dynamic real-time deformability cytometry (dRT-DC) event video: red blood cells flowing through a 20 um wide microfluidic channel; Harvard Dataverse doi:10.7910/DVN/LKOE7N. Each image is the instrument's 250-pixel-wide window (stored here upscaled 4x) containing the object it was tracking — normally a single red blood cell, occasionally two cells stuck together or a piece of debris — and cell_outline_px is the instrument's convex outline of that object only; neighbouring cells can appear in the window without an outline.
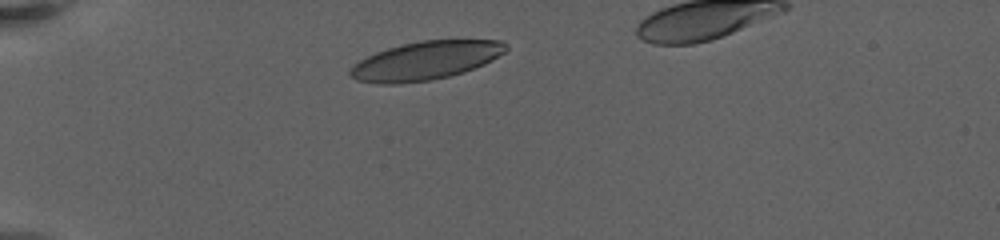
{"species": "human", "species_latin": "Homo sapiens", "temperature_condition": "warm", "stored_images_in_passage": 33, "camera_frame_rate_fps": 3000, "um_per_image_px": 0.085, "donor": {"sex": "female"}, "frame": {"image": 1, "passage_image": 3, "time_ms": 1.333, "image_size_px": [1000, 240], "cell_outline_px": [[508, 48], [504, 52], [492, 60], [484, 64], [464, 72], [432, 80], [400, 84], [380, 84], [356, 80], [348, 72], [360, 60], [376, 52], [388, 48], [420, 40], [500, 40], [508, 44]], "centroid_in_image_um": [36.2, 5.15], "position_along_channel_um": 48.8, "area_um2": 34.74}}
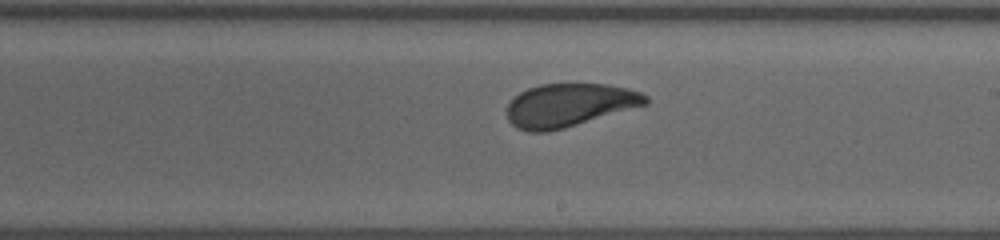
{"frame": {"image": 2, "passage_image": 19, "time_ms": 8.333, "image_size_px": [1000, 240], "cell_outline_px": [[648, 104], [564, 128], [548, 132], [528, 132], [516, 128], [508, 120], [508, 104], [520, 92], [528, 88], [540, 84], [608, 84], [628, 88], [640, 92], [648, 96]], "centroid_in_image_um": [48.39, 8.94], "position_along_channel_um": 240.6, "area_um2": 34.85}}
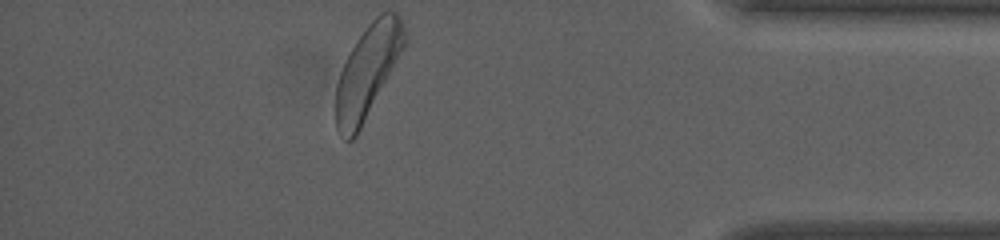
{"frame": {"image": 3, "passage_image": 33, "time_ms": 14.333, "image_size_px": [1000, 240], "cell_outline_px": [[404, 44], [392, 68], [356, 136], [352, 140], [344, 140], [340, 136], [336, 128], [336, 84], [340, 72], [356, 40], [368, 24], [380, 12], [396, 12], [400, 16], [404, 24]], "centroid_in_image_um": [31.2, 6.07], "position_along_channel_um": 404.0, "area_um2": 35.84}, "authors_computed_cell_mechanics": {"area_um2": 35.8938, "velocity_mm_per_s": 3.229, "shape_relaxation_time_tau1_ms": 3.6407, "shape_relaxation_time_tau2_ms": 1.9015, "deformation_change_tau1": 0.1522, "deformation_change_tau2": 0.0843}}